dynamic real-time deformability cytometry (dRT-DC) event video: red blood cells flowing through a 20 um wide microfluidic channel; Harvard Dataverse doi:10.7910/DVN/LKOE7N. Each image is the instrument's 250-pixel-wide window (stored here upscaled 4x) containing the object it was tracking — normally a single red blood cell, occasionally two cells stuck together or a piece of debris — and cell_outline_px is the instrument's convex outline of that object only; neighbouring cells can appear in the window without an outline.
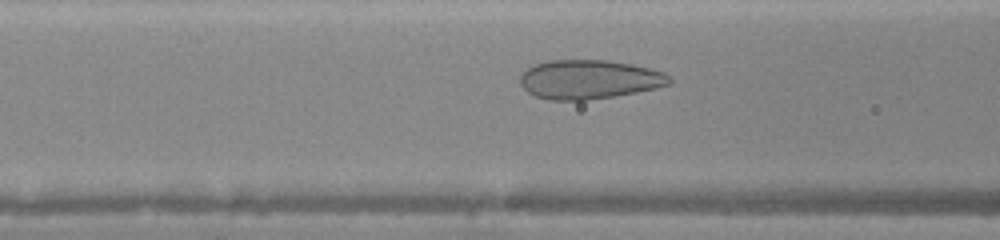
{"species": "human", "species_latin": "Homo sapiens", "temperature_condition": "warm", "stored_images_in_passage": 36, "camera_frame_rate_fps": 3000, "um_per_image_px": 0.085, "donor": {"sex": "female"}, "frame": {"image": 1, "passage_image": 13, "time_ms": 4.0, "image_size_px": [1000, 240], "cell_outline_px": [[672, 80], [668, 84], [656, 88], [636, 92], [612, 96], [584, 100], [548, 100], [536, 96], [528, 92], [520, 84], [520, 76], [528, 68], [536, 64], [548, 60], [608, 60], [632, 64], [664, 72]], "centroid_in_image_um": [50.06, 6.75], "position_along_channel_um": 116.5, "area_um2": 33.76}}
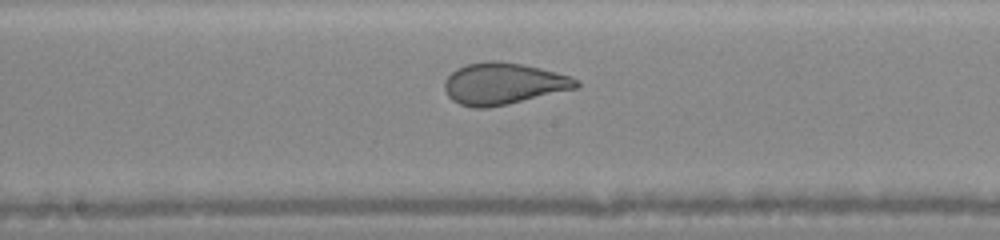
{"frame": {"image": 2, "passage_image": 19, "time_ms": 6.0, "image_size_px": [1000, 240], "cell_outline_px": [[580, 88], [508, 104], [488, 108], [472, 108], [460, 104], [452, 100], [448, 96], [444, 88], [444, 80], [456, 68], [468, 64], [488, 60], [496, 60], [524, 64], [556, 72], [568, 76], [576, 80], [580, 84]], "centroid_in_image_um": [42.78, 7.11], "position_along_channel_um": 205.4, "area_um2": 32.19}}
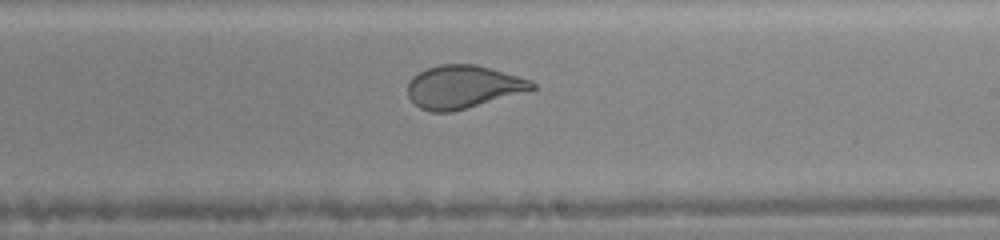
{"frame": {"image": 3, "passage_image": 22, "time_ms": 7.0, "image_size_px": [1000, 240], "cell_outline_px": [[536, 88], [452, 112], [432, 112], [420, 108], [408, 96], [408, 80], [412, 76], [428, 68], [440, 64], [476, 64], [532, 80], [536, 84]], "centroid_in_image_um": [39.33, 7.37], "position_along_channel_um": 249.7, "area_um2": 30.81}}